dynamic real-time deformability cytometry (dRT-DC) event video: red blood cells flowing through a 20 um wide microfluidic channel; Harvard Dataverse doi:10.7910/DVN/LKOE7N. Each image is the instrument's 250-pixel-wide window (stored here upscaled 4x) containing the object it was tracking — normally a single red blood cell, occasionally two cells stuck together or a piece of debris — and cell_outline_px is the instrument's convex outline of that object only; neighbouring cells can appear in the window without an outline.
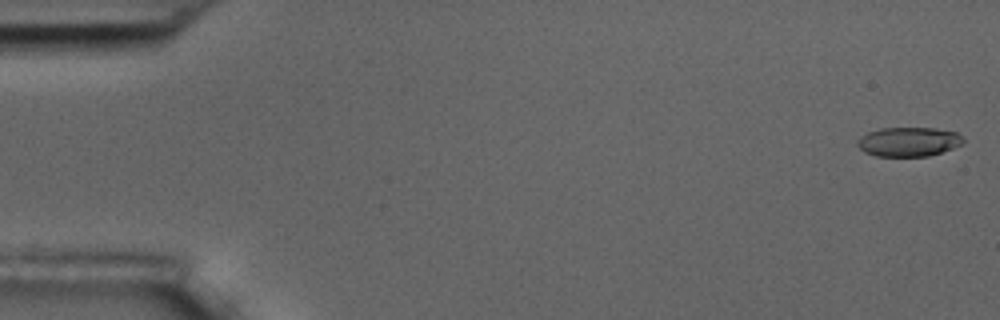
{"species": "common noctule bat (a hibernating species)", "species_latin": "Nyctalus noctula", "temperature_condition": "room temperature", "stored_images_in_passage": 8, "camera_frame_rate_fps": 3000, "um_per_image_px": 0.085, "animal": {"sex": "male", "body_mass_g": 17.5, "forearm_length_mm": 52.3}, "frame": {"image": 1, "passage_image": 1, "time_ms": 0.0, "image_size_px": [1000, 320], "cell_outline_px": [[964, 144], [928, 156], [876, 156], [864, 152], [856, 144], [856, 140], [860, 136], [868, 132], [880, 128], [936, 128], [956, 132], [964, 140]], "centroid_in_image_um": [77.2, 12.04], "position_along_channel_um": 7.8, "area_um2": 18.09}}
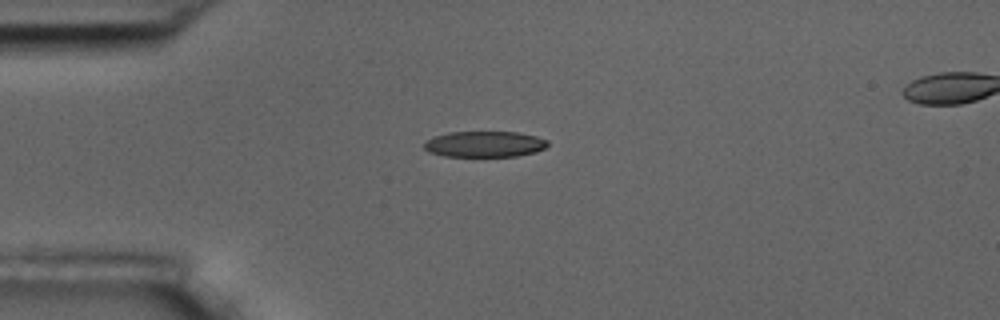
{"frame": {"image": 2, "passage_image": 5, "time_ms": 4.333, "image_size_px": [1000, 320], "cell_outline_px": [[548, 144], [544, 148], [536, 152], [516, 156], [444, 156], [428, 152], [424, 148], [424, 140], [432, 136], [448, 132], [516, 132], [536, 136], [548, 140]], "centroid_in_image_um": [41.14, 12.24], "position_along_channel_um": 43.9, "area_um2": 18.79}}